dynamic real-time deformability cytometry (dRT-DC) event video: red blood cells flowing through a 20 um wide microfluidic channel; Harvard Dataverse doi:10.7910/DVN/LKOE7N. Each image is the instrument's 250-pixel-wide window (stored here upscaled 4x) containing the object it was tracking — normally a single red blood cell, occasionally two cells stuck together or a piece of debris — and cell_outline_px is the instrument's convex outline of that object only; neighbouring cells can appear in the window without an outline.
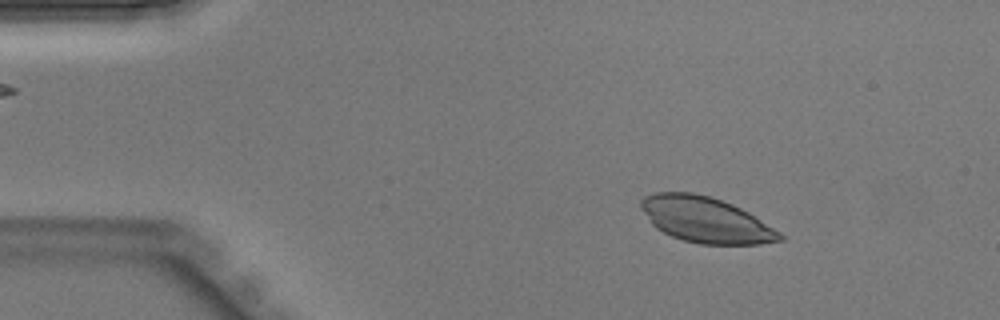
{"species": "Egyptian fruit bat (a non-hibernating species)", "species_latin": "Rousettus aegyptiacus", "temperature_condition": "warm", "stored_images_in_passage": 43, "camera_frame_rate_fps": 3000, "um_per_image_px": 0.085, "animal": {"sex": "male"}, "frame": {"image": 1, "passage_image": 6, "time_ms": 1.667, "image_size_px": [1000, 320], "cell_outline_px": [[784, 240], [760, 244], [700, 244], [684, 240], [672, 236], [656, 228], [652, 224], [640, 208], [640, 200], [644, 196], [656, 192], [692, 192], [708, 196], [732, 204], [748, 212], [780, 232], [784, 236]], "centroid_in_image_um": [59.97, 18.68], "position_along_channel_um": 25.0, "area_um2": 36.7}}